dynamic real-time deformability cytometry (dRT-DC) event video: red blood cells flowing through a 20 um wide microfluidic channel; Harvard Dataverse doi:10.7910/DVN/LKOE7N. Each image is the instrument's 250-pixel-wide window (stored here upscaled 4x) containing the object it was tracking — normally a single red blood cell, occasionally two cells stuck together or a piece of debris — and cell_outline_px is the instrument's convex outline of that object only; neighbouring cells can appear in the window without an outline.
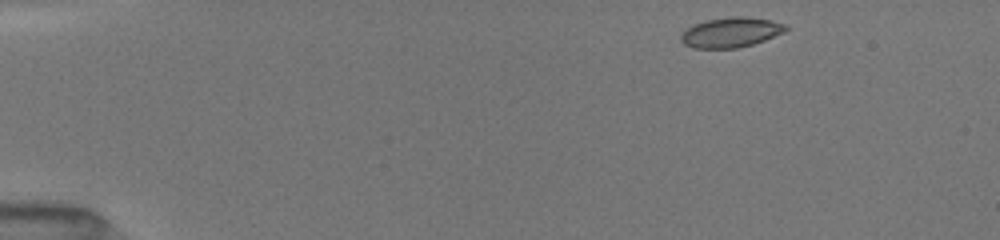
{"species": "common noctule bat (a hibernating species)", "species_latin": "Nyctalus noctula", "temperature_condition": "room temperature", "stored_images_in_passage": 42, "camera_frame_rate_fps": 3000, "um_per_image_px": 0.085, "animal": {"sex": "female", "body_mass_g": 19.5, "forearm_length_mm": 54.1}, "frame": {"image": 1, "passage_image": 1, "time_ms": 0.0, "image_size_px": [1000, 240], "cell_outline_px": [[788, 28], [784, 32], [764, 40], [752, 44], [736, 48], [692, 48], [684, 44], [680, 40], [680, 32], [696, 24], [708, 20], [732, 16], [744, 16], [772, 20], [784, 24]], "centroid_in_image_um": [62.1, 2.75], "position_along_channel_um": 22.9, "area_um2": 18.21}}
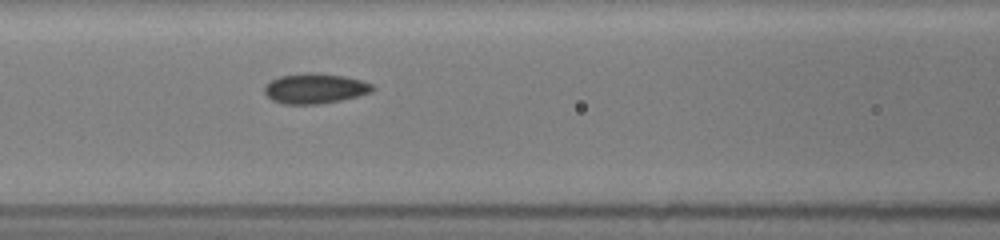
{"frame": {"image": 2, "passage_image": 16, "time_ms": 5.333, "image_size_px": [1000, 240], "cell_outline_px": [[376, 88], [372, 92], [340, 100], [320, 104], [284, 104], [272, 100], [264, 92], [264, 88], [272, 80], [280, 76], [308, 72], [316, 72], [344, 76], [360, 80], [372, 84]], "centroid_in_image_um": [26.79, 7.52], "position_along_channel_um": 139.8, "area_um2": 18.9}}
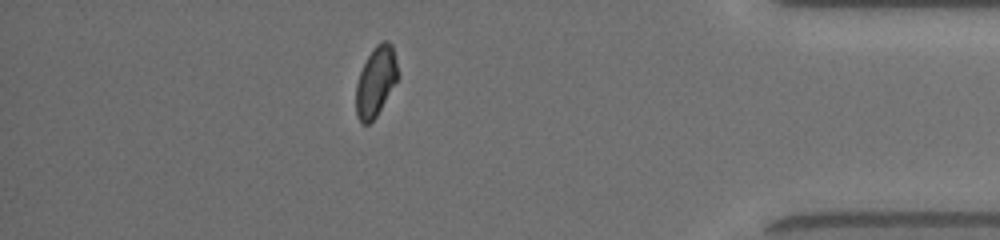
{"frame": {"image": 3, "passage_image": 37, "time_ms": 12.667, "image_size_px": [1000, 240], "cell_outline_px": [[400, 76], [376, 116], [368, 124], [364, 124], [356, 116], [356, 84], [360, 72], [368, 56], [376, 44], [380, 40], [388, 40], [392, 44]], "centroid_in_image_um": [31.96, 6.89], "position_along_channel_um": 403.2, "area_um2": 17.05}, "authors_computed_cell_mechanics": {"area_um2": 18.3515, "velocity_mm_per_s": 4.052, "shape_relaxation_time_tau1_ms": null, "shape_relaxation_time_tau2_ms": 1.3219, "deformation_change_tau1": null, "deformation_change_tau2": 0.049}}